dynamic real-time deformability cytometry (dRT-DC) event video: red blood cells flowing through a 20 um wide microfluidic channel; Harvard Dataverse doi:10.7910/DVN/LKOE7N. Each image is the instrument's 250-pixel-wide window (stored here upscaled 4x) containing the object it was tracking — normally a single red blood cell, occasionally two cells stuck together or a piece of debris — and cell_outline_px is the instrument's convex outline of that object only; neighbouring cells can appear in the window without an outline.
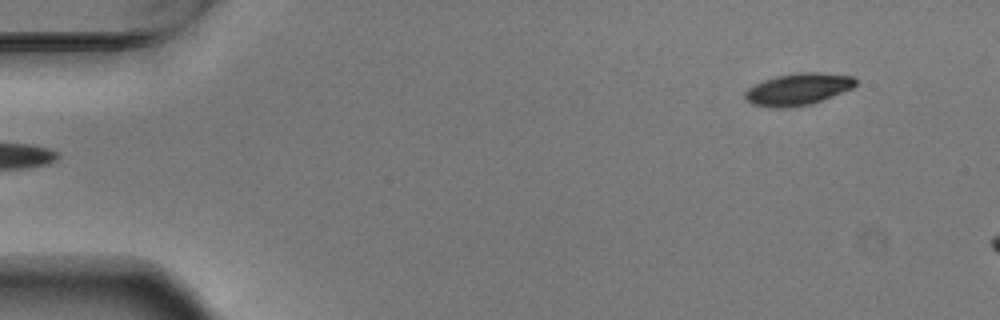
{"species": "Egyptian fruit bat (a non-hibernating species)", "species_latin": "Rousettus aegyptiacus", "temperature_condition": "warm", "stored_images_in_passage": 7, "camera_frame_rate_fps": 3000, "um_per_image_px": 0.085, "animal": {"sex": "male"}, "frame": {"image": 1, "passage_image": 1, "time_ms": 0.0, "image_size_px": [1000, 320], "cell_outline_px": [[856, 84], [852, 88], [812, 104], [784, 108], [776, 108], [752, 104], [744, 96], [744, 92], [748, 88], [764, 80], [776, 76], [800, 72], [816, 72], [856, 76]], "centroid_in_image_um": [67.85, 7.58], "position_along_channel_um": 17.2, "area_um2": 20.46}}